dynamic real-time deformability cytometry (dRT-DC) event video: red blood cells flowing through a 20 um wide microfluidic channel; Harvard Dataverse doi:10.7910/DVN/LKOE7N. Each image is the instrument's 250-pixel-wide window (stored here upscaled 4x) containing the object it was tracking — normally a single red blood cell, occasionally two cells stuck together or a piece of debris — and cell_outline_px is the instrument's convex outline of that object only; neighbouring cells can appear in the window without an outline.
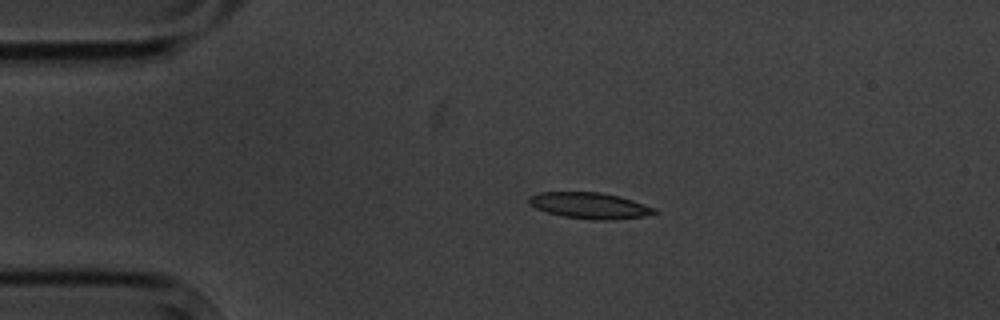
{"species": "common noctule bat (a hibernating species)", "species_latin": "Nyctalus noctula", "temperature_condition": "cold", "stored_images_in_passage": 4, "camera_frame_rate_fps": 3000, "um_per_image_px": 0.085, "animal": {"sex": "male", "body_mass_g": 20.1, "forearm_length_mm": 53.5}, "frame": {"image": 1, "passage_image": 3, "time_ms": 2.333, "image_size_px": [1000, 320], "cell_outline_px": [[660, 212], [644, 216], [604, 220], [596, 220], [564, 216], [548, 212], [536, 208], [528, 204], [528, 196], [540, 192], [600, 192], [620, 196], [656, 208]], "centroid_in_image_um": [50.12, 17.46], "position_along_channel_um": 34.9, "area_um2": 19.02}}